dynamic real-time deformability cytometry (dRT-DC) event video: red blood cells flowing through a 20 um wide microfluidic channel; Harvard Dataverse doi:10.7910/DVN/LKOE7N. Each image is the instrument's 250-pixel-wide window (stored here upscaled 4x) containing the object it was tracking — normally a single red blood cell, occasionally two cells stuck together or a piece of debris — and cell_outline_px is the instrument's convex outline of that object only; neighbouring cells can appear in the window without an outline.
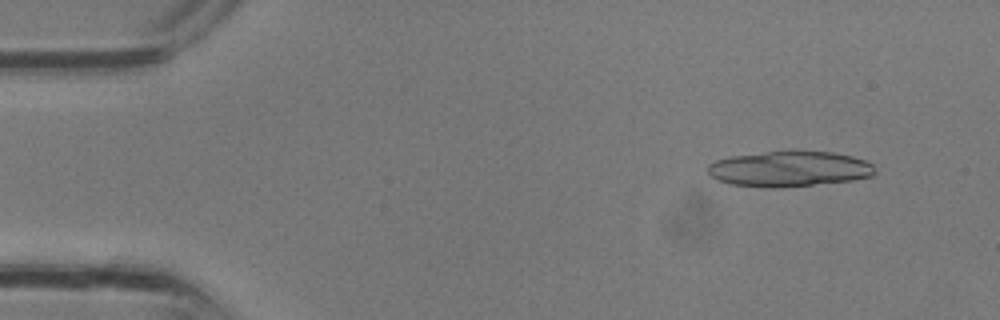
{"species": "common noctule bat (a hibernating species)", "species_latin": "Nyctalus noctula", "temperature_condition": "room temperature", "stored_images_in_passage": 31, "camera_frame_rate_fps": 3000, "um_per_image_px": 0.085, "animal": {"sex": "male", "body_mass_g": 13.3}, "frame": {"image": 1, "passage_image": 3, "time_ms": 0.667, "image_size_px": [1000, 320], "cell_outline_px": [[876, 172], [872, 176], [852, 180], [776, 188], [764, 188], [728, 184], [716, 180], [708, 176], [708, 164], [716, 160], [732, 156], [768, 152], [832, 152], [852, 156], [864, 160], [872, 164], [876, 168]], "centroid_in_image_um": [67.05, 14.38], "position_along_channel_um": 18.0, "area_um2": 34.45}}
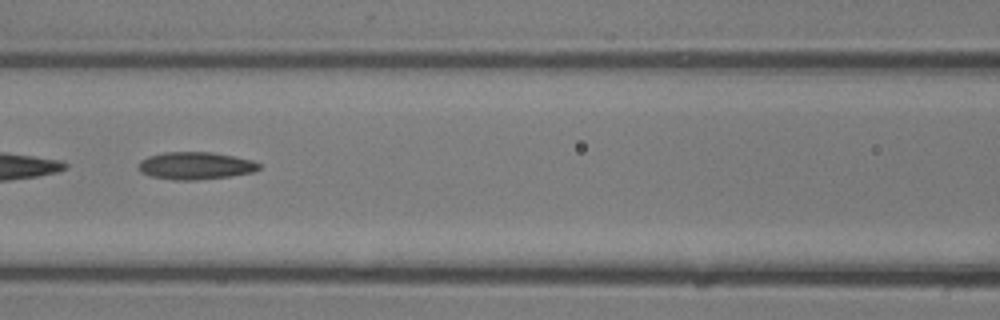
{"frame": {"image": 2, "passage_image": 14, "time_ms": 4.333, "image_size_px": [1000, 320], "cell_outline_px": [[260, 168], [252, 172], [228, 176], [196, 180], [172, 180], [148, 176], [140, 172], [136, 168], [140, 160], [148, 156], [164, 152], [212, 152], [252, 160], [260, 164]], "centroid_in_image_um": [16.53, 14.09], "position_along_channel_um": 150.1, "area_um2": 19.36}}
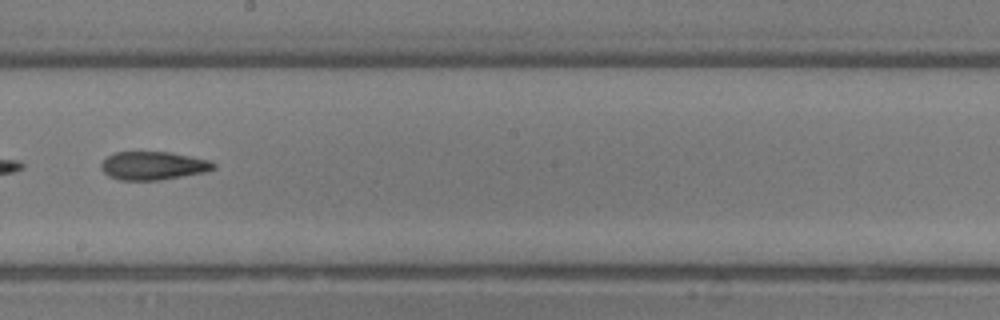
{"frame": {"image": 3, "passage_image": 18, "time_ms": 5.667, "image_size_px": [1000, 320], "cell_outline_px": [[216, 168], [204, 172], [156, 180], [120, 180], [108, 176], [100, 168], [100, 164], [108, 156], [116, 152], [168, 152], [192, 156], [212, 160], [216, 164]], "centroid_in_image_um": [13.03, 14.07], "position_along_channel_um": 235.2, "area_um2": 18.5}}